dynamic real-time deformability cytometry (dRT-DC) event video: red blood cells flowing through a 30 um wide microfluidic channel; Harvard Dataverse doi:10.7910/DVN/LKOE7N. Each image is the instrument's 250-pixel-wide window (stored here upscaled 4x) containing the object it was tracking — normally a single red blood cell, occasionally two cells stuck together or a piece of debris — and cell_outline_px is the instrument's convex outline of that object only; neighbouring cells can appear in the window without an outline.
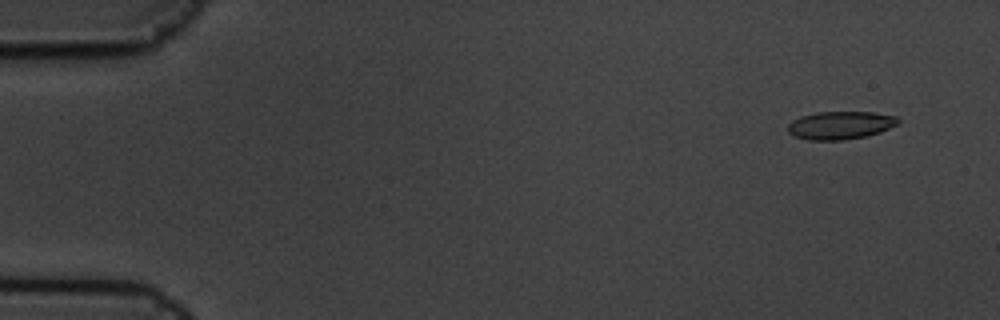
{"species": "common noctule bat (a hibernating species)", "species_latin": "Nyctalus noctula", "temperature_condition": "cold", "stored_images_in_passage": 5, "camera_frame_rate_fps": 3000, "um_per_image_px": 0.085, "animal": {"sex": "male", "body_mass_g": 19.5, "forearm_length_mm": 54.6}, "frame": {"image": 1, "passage_image": 1, "time_ms": 0.0, "image_size_px": [1000, 320], "cell_outline_px": [[900, 124], [880, 132], [868, 136], [844, 140], [808, 140], [796, 136], [788, 132], [788, 124], [792, 120], [800, 116], [816, 112], [872, 112], [896, 116], [900, 120]], "centroid_in_image_um": [71.46, 10.64], "position_along_channel_um": 13.5, "area_um2": 18.15}}
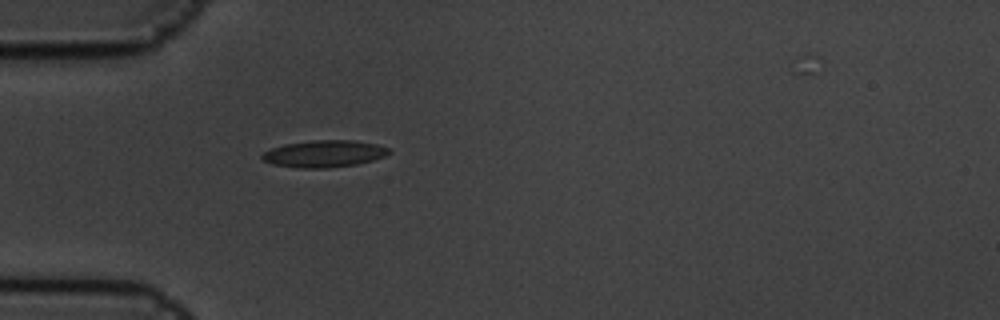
{"frame": {"image": 2, "passage_image": 5, "time_ms": 1.333, "image_size_px": [1000, 320], "cell_outline_px": [[392, 152], [384, 156], [372, 160], [356, 164], [324, 168], [300, 168], [272, 164], [264, 160], [260, 156], [264, 152], [272, 148], [284, 144], [312, 140], [352, 140], [376, 144], [388, 148]], "centroid_in_image_um": [27.54, 13.06], "position_along_channel_um": 57.5, "area_um2": 19.77}}